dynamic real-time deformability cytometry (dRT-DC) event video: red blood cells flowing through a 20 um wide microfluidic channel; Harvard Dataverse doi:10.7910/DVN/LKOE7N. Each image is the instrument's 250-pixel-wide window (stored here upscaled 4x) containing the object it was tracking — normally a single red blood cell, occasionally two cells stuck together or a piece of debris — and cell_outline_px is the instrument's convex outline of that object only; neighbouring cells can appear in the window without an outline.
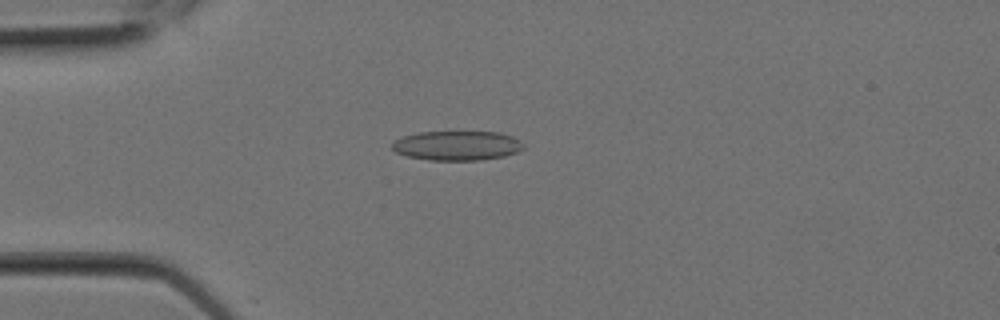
{"species": "Egyptian fruit bat (a non-hibernating species)", "species_latin": "Rousettus aegyptiacus", "temperature_condition": "room temperature", "stored_images_in_passage": 8, "camera_frame_rate_fps": 3000, "um_per_image_px": 0.085, "animal": {"sex": "female"}, "frame": {"image": 1, "passage_image": 6, "time_ms": 1.667, "image_size_px": [1000, 320], "cell_outline_px": [[524, 148], [516, 152], [504, 156], [480, 160], [428, 160], [408, 156], [396, 152], [392, 148], [392, 144], [396, 140], [404, 136], [420, 132], [500, 132], [512, 136], [520, 140], [524, 144]], "centroid_in_image_um": [38.88, 12.37], "position_along_channel_um": 46.1, "area_um2": 22.48}}
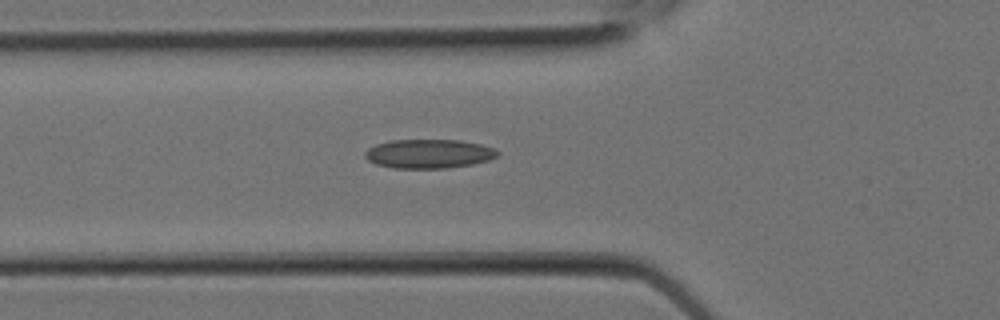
{"frame": {"image": 2, "passage_image": 8, "time_ms": 2.333, "image_size_px": [1000, 320], "cell_outline_px": [[500, 152], [496, 156], [488, 160], [472, 164], [444, 168], [392, 168], [376, 164], [368, 160], [364, 156], [364, 152], [368, 148], [376, 144], [392, 140], [460, 140], [480, 144], [496, 148]], "centroid_in_image_um": [36.44, 13.06], "position_along_channel_um": 89.4, "area_um2": 22.43}}